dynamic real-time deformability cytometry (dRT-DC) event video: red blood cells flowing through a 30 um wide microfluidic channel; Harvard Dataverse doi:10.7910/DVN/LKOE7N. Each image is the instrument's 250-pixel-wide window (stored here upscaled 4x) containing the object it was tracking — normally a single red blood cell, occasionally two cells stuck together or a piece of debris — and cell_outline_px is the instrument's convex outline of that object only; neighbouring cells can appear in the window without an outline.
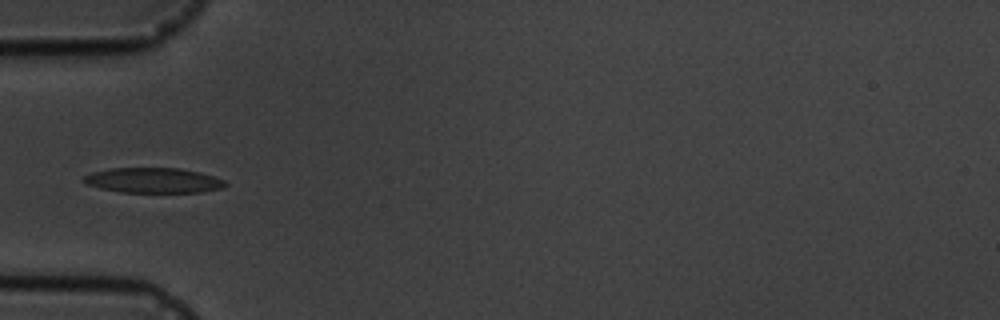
{"species": "common noctule bat (a hibernating species)", "species_latin": "Nyctalus noctula", "temperature_condition": "cold", "stored_images_in_passage": 14, "camera_frame_rate_fps": 3000, "um_per_image_px": 0.085, "animal": {"sex": "male", "body_mass_g": 19.5, "forearm_length_mm": 54.6}, "frame": {"image": 1, "passage_image": 4, "time_ms": 3.333, "image_size_px": [1000, 320], "cell_outline_px": [[228, 184], [220, 188], [200, 192], [120, 192], [100, 188], [84, 184], [80, 180], [84, 176], [92, 172], [108, 168], [180, 168], [200, 172], [224, 180]], "centroid_in_image_um": [12.97, 15.32], "position_along_channel_um": 72.0, "area_um2": 20.81}}
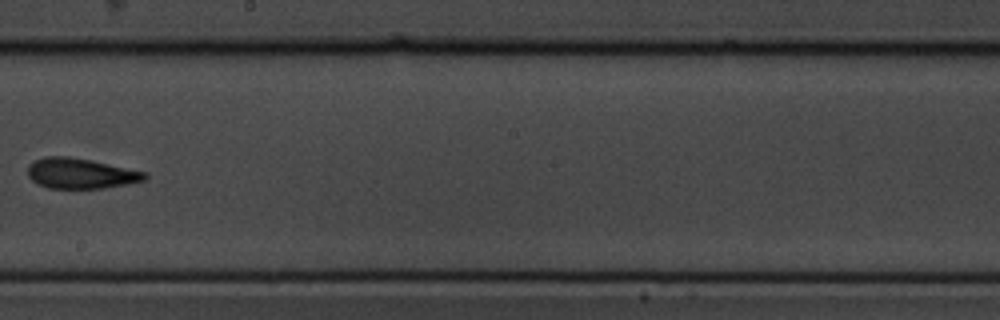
{"frame": {"image": 2, "passage_image": 8, "time_ms": 8.0, "image_size_px": [1000, 320], "cell_outline_px": [[148, 180], [104, 188], [48, 188], [36, 184], [28, 176], [28, 164], [44, 156], [68, 156], [148, 172]], "centroid_in_image_um": [6.86, 14.75], "position_along_channel_um": 241.3, "area_um2": 20.75}}
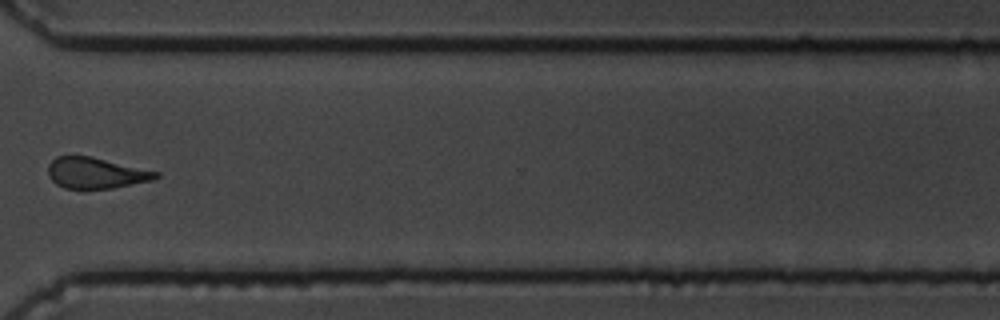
{"frame": {"image": 3, "passage_image": 11, "time_ms": 11.333, "image_size_px": [1000, 320], "cell_outline_px": [[160, 176], [152, 180], [112, 188], [64, 188], [56, 184], [48, 176], [48, 164], [56, 156], [92, 156], [160, 172]], "centroid_in_image_um": [8.14, 14.69], "position_along_channel_um": 362.5, "area_um2": 19.42}, "authors_computed_cell_mechanics": {"area_um2": 20.5479, "velocity_mm_per_s": 3.6351, "shape_relaxation_time_tau1_ms": 8.1821, "shape_relaxation_time_tau2_ms": 2.4383, "deformation_change_tau1": 0.1734, "deformation_change_tau2": 0.0989}}